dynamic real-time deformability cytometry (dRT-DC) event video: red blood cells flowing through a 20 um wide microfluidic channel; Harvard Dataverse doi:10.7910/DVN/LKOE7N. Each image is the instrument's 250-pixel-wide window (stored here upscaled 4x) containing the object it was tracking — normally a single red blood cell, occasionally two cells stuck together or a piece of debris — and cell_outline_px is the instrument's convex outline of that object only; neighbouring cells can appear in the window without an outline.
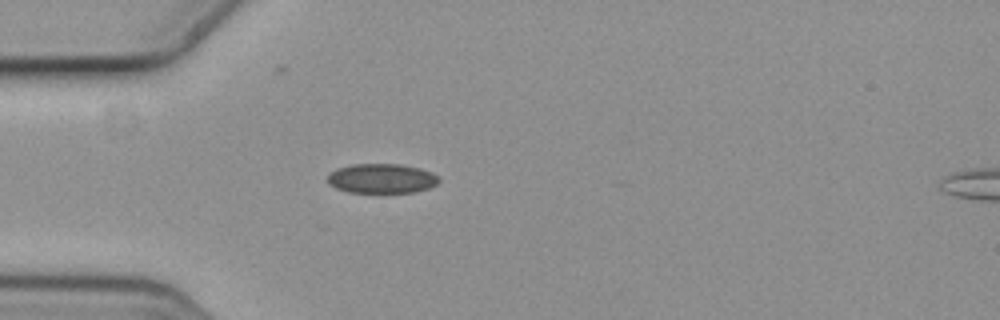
{"species": "common noctule bat (a hibernating species)", "species_latin": "Nyctalus noctula", "temperature_condition": "cold", "stored_images_in_passage": 5, "camera_frame_rate_fps": 3000, "um_per_image_px": 0.085, "animal": {"sex": "female", "body_mass_g": 19.3, "forearm_length_mm": 54.1}, "frame": {"image": 1, "passage_image": 3, "time_ms": 0.667, "image_size_px": [1000, 320], "cell_outline_px": [[440, 180], [436, 184], [428, 188], [412, 192], [348, 192], [336, 188], [328, 184], [328, 176], [336, 168], [352, 164], [400, 164], [420, 168], [432, 172]], "centroid_in_image_um": [32.42, 15.16], "position_along_channel_um": 52.6, "area_um2": 19.07}}